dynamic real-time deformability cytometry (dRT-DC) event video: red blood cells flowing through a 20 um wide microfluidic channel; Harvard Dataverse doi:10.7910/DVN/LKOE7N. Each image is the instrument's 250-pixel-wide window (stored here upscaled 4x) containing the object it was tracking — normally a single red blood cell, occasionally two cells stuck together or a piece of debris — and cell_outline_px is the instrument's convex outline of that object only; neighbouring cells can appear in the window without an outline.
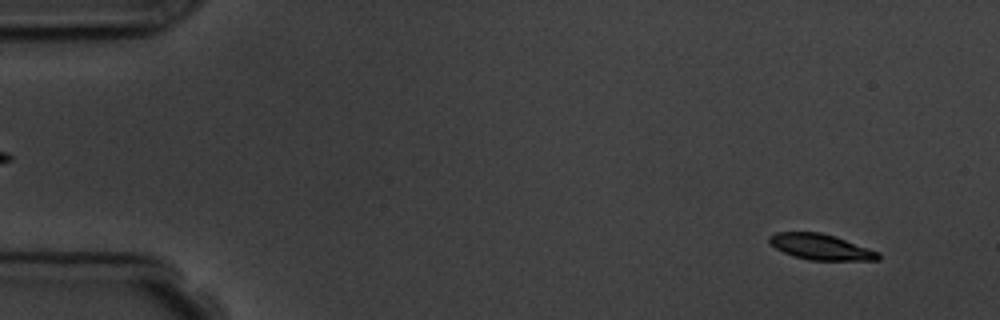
{"species": "common noctule bat (a hibernating species)", "species_latin": "Nyctalus noctula", "temperature_condition": "room temperature", "stored_images_in_passage": 5, "camera_frame_rate_fps": 3000, "um_per_image_px": 0.085, "animal": {"sex": "male", "body_mass_g": 19.5, "forearm_length_mm": 54.6}, "frame": {"image": 1, "passage_image": 1, "time_ms": 0.0, "image_size_px": [1000, 320], "cell_outline_px": [[880, 260], [808, 260], [792, 256], [776, 248], [768, 240], [768, 236], [776, 232], [820, 232], [836, 236], [880, 252]], "centroid_in_image_um": [69.78, 20.98], "position_along_channel_um": 15.2, "area_um2": 16.42}}